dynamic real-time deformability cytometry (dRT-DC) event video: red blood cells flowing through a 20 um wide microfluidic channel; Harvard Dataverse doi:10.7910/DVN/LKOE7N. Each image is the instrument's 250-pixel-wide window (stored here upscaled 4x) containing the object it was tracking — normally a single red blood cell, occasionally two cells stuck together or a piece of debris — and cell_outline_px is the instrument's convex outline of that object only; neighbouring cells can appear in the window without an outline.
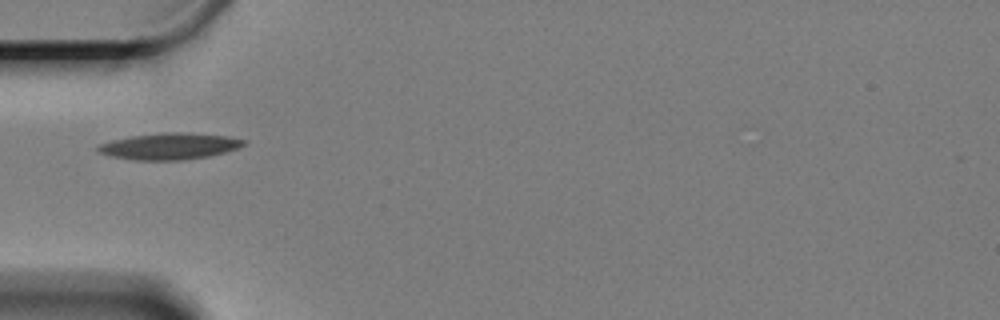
{"species": "Egyptian fruit bat (a non-hibernating species)", "species_latin": "Rousettus aegyptiacus", "temperature_condition": "cold", "stored_images_in_passage": 31, "camera_frame_rate_fps": 3000, "um_per_image_px": 0.085, "animal": {"sex": "female"}, "frame": {"image": 1, "passage_image": 1, "time_ms": 0.0, "image_size_px": [1000, 320], "cell_outline_px": [[248, 140], [244, 144], [236, 148], [224, 152], [208, 156], [180, 160], [136, 160], [112, 156], [100, 152], [96, 148], [100, 144], [112, 140], [132, 136], [160, 132], [188, 132], [228, 136]], "centroid_in_image_um": [14.43, 12.41], "position_along_channel_um": 70.6, "area_um2": 22.31}}
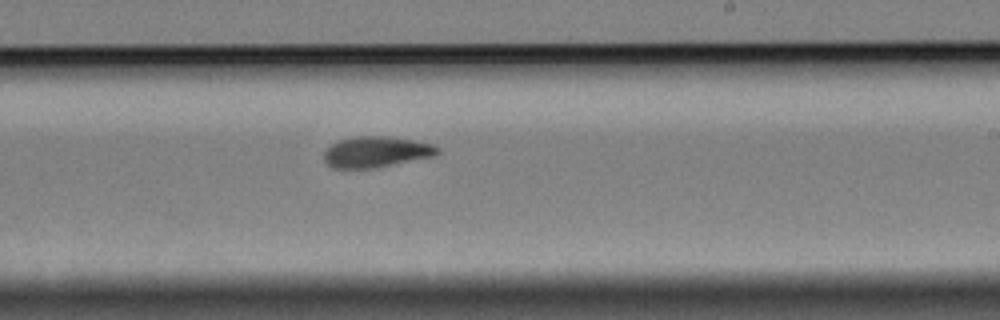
{"frame": {"image": 2, "passage_image": 18, "time_ms": 5.667, "image_size_px": [1000, 320], "cell_outline_px": [[440, 152], [436, 156], [376, 168], [332, 168], [324, 160], [324, 152], [336, 140], [356, 136], [388, 136], [412, 140], [432, 144], [440, 148]], "centroid_in_image_um": [31.99, 12.91], "position_along_channel_um": 257.0, "area_um2": 20.63}}
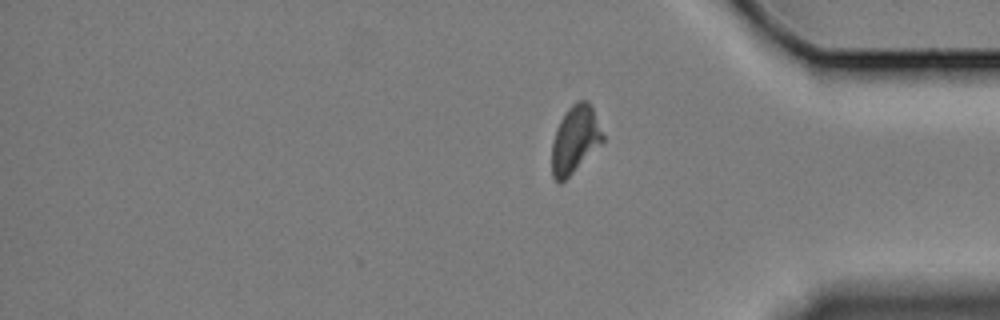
{"frame": {"image": 3, "passage_image": 31, "time_ms": 10.0, "image_size_px": [1000, 320], "cell_outline_px": [[604, 140], [560, 184], [552, 176], [552, 144], [556, 128], [560, 120], [568, 108], [576, 100], [588, 100], [592, 108], [604, 136]], "centroid_in_image_um": [48.85, 11.82], "position_along_channel_um": 386.3, "area_um2": 19.54}, "authors_computed_cell_mechanics": {"area_um2": 20.4034, "velocity_mm_per_s": 3.28, "shape_relaxation_time_tau1_ms": 5.1421, "shape_relaxation_time_tau2_ms": 3.0795, "deformation_change_tau1": 0.1679, "deformation_change_tau2": 0.0894}}